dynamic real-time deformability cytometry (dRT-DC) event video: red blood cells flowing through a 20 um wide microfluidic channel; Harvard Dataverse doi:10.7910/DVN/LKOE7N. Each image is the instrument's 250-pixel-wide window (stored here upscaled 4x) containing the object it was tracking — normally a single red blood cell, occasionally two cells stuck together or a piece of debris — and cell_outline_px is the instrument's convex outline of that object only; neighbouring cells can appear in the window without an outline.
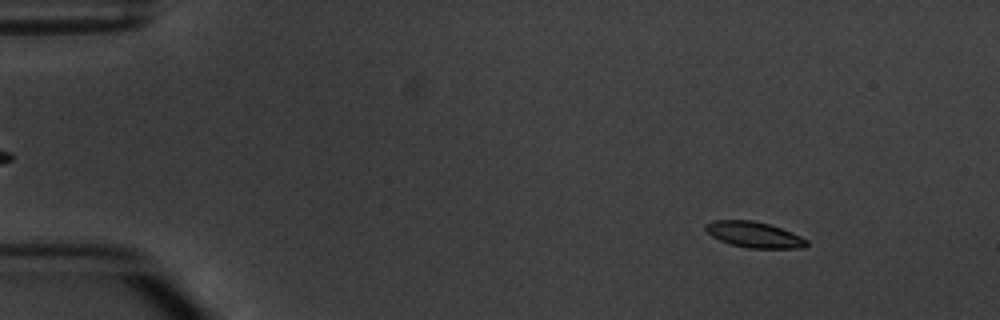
{"species": "common noctule bat (a hibernating species)", "species_latin": "Nyctalus noctula", "temperature_condition": "warm", "stored_images_in_passage": 5, "camera_frame_rate_fps": 3000, "um_per_image_px": 0.085, "animal": {"sex": "male", "body_mass_g": 20.1, "forearm_length_mm": 53.5}, "frame": {"image": 1, "passage_image": 2, "time_ms": 1.333, "image_size_px": [1000, 320], "cell_outline_px": [[808, 244], [804, 248], [748, 248], [732, 244], [720, 240], [712, 236], [704, 228], [704, 224], [716, 220], [752, 220], [768, 224], [780, 228], [800, 236], [808, 240]], "centroid_in_image_um": [64.1, 19.94], "position_along_channel_um": 20.9, "area_um2": 15.03}}
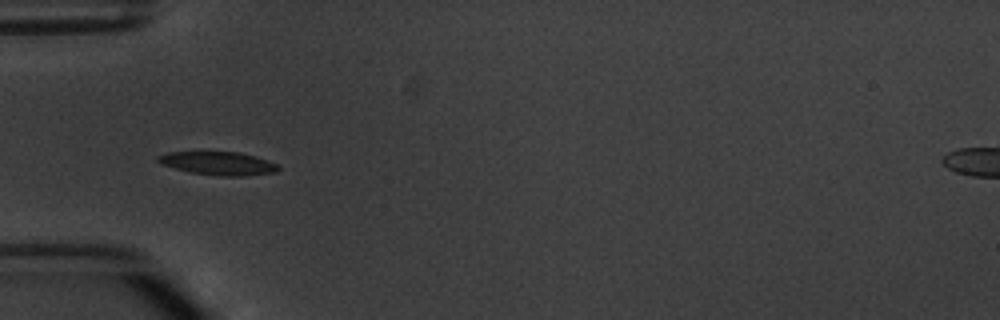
{"frame": {"image": 2, "passage_image": 5, "time_ms": 5.0, "image_size_px": [1000, 320], "cell_outline_px": [[280, 168], [276, 172], [244, 176], [220, 176], [192, 172], [160, 164], [156, 160], [156, 156], [168, 152], [240, 152], [280, 164]], "centroid_in_image_um": [18.57, 13.88], "position_along_channel_um": 66.4, "area_um2": 16.3}}